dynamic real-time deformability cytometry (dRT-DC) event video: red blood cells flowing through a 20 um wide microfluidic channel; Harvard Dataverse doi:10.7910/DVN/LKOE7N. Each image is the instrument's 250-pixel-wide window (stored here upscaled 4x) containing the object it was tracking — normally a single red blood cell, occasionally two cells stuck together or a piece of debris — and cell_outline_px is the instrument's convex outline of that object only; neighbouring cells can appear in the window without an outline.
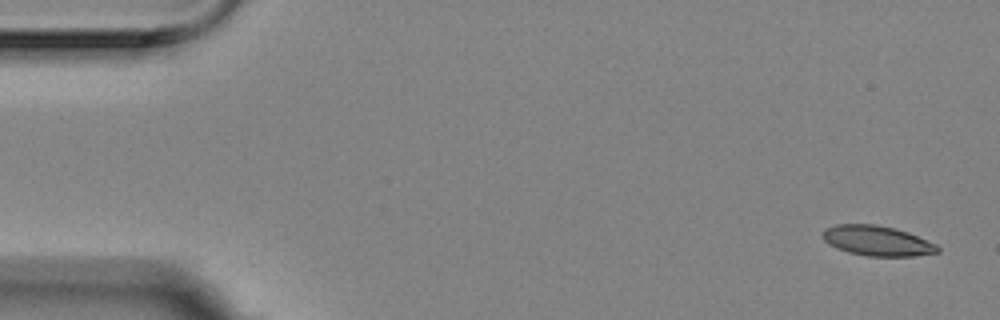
{"species": "Egyptian fruit bat (a non-hibernating species)", "species_latin": "Rousettus aegyptiacus", "temperature_condition": "room temperature", "stored_images_in_passage": 4, "camera_frame_rate_fps": 3000, "um_per_image_px": 0.085, "animal": {"sex": "female"}, "frame": {"image": 1, "passage_image": 1, "time_ms": 0.0, "image_size_px": [1000, 320], "cell_outline_px": [[940, 252], [916, 256], [868, 256], [848, 252], [836, 248], [828, 244], [820, 236], [820, 232], [824, 228], [836, 224], [876, 224], [908, 232], [936, 244], [940, 248]], "centroid_in_image_um": [74.51, 20.46], "position_along_channel_um": 10.5, "area_um2": 20.35}}
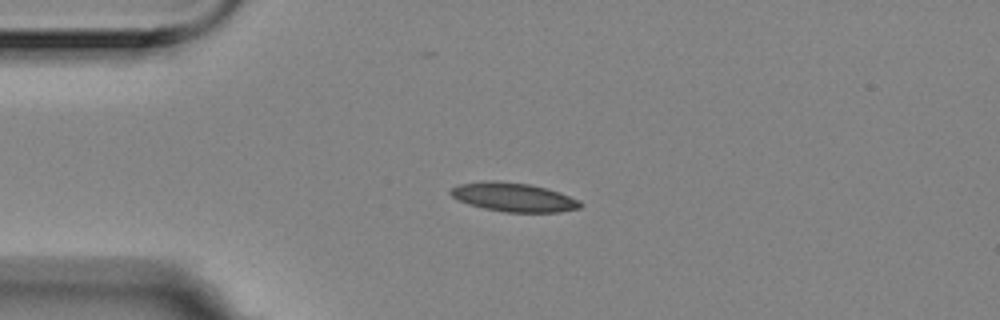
{"frame": {"image": 2, "passage_image": 4, "time_ms": 1.0, "image_size_px": [1000, 320], "cell_outline_px": [[584, 204], [580, 208], [560, 212], [504, 212], [484, 208], [468, 204], [452, 196], [448, 192], [452, 188], [460, 184], [484, 180], [496, 180], [528, 184], [560, 192], [580, 200]], "centroid_in_image_um": [43.67, 16.76], "position_along_channel_um": 41.3, "area_um2": 21.85}}